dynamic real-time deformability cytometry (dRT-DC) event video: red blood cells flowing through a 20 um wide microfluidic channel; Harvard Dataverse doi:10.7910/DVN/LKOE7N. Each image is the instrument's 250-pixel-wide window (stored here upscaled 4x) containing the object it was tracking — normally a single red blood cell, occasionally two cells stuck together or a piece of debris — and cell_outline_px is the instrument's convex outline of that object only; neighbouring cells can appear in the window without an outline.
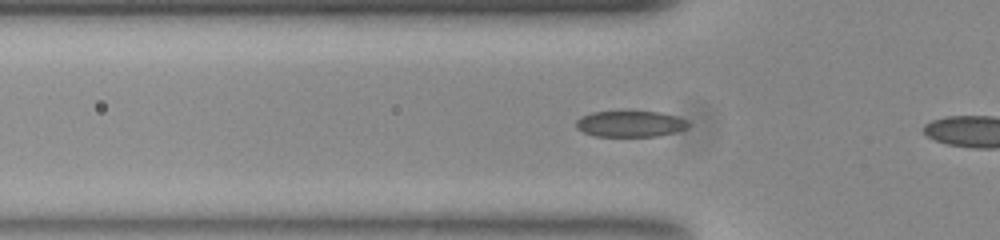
{"species": "common noctule bat (a hibernating species)", "species_latin": "Nyctalus noctula", "temperature_condition": "room temperature", "stored_images_in_passage": 16, "camera_frame_rate_fps": 3000, "um_per_image_px": 0.085, "animal": {"sex": "female", "body_mass_g": 23.0, "forearm_length_mm": 53.4}, "frame": {"image": 1, "passage_image": 7, "time_ms": 2.0, "image_size_px": [1000, 240], "cell_outline_px": [[692, 124], [688, 128], [676, 132], [656, 136], [596, 136], [584, 132], [576, 128], [576, 120], [580, 116], [592, 112], [624, 108], [628, 108], [660, 112], [676, 116], [688, 120]], "centroid_in_image_um": [53.59, 10.46], "position_along_channel_um": 72.2, "area_um2": 18.15}}
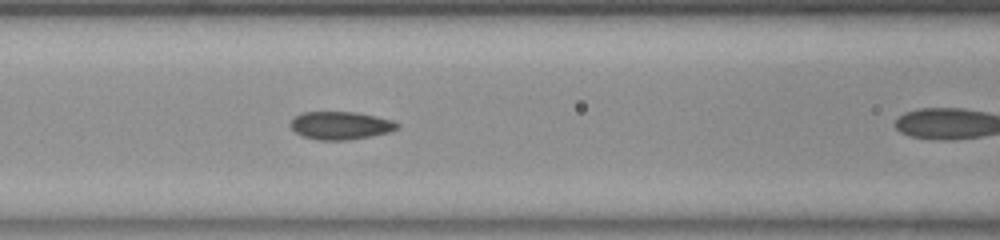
{"frame": {"image": 2, "passage_image": 12, "time_ms": 3.667, "image_size_px": [1000, 240], "cell_outline_px": [[400, 128], [388, 132], [372, 136], [344, 140], [316, 140], [304, 136], [296, 132], [288, 124], [300, 112], [356, 112], [376, 116], [392, 120], [400, 124]], "centroid_in_image_um": [28.96, 10.66], "position_along_channel_um": 137.6, "area_um2": 17.4}}